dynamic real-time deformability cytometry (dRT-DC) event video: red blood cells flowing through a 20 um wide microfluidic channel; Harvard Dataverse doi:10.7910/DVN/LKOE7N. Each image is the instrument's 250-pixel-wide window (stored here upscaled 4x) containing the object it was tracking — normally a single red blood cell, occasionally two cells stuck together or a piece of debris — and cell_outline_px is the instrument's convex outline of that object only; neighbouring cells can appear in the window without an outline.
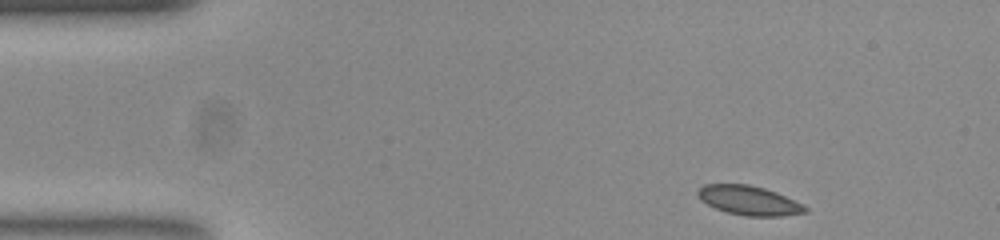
{"species": "common noctule bat (a hibernating species)", "species_latin": "Nyctalus noctula", "temperature_condition": "room temperature", "stored_images_in_passage": 47, "camera_frame_rate_fps": 3000, "um_per_image_px": 0.085, "animal": {"sex": "female", "body_mass_g": 23.0, "forearm_length_mm": 53.4}, "frame": {"image": 1, "passage_image": 1, "time_ms": 0.0, "image_size_px": [1000, 240], "cell_outline_px": [[808, 212], [784, 216], [744, 216], [728, 212], [716, 208], [700, 200], [696, 192], [704, 184], [748, 184], [764, 188], [776, 192], [804, 204], [808, 208]], "centroid_in_image_um": [63.69, 17.04], "position_along_channel_um": 21.3, "area_um2": 18.38}}
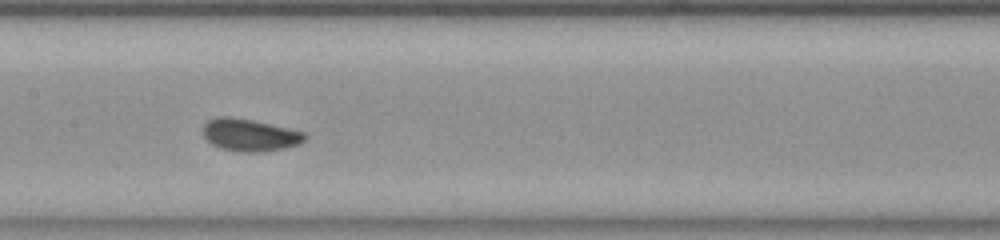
{"frame": {"image": 2, "passage_image": 20, "time_ms": 6.333, "image_size_px": [1000, 240], "cell_outline_px": [[308, 136], [300, 144], [284, 148], [264, 152], [240, 152], [220, 148], [212, 144], [204, 136], [204, 124], [208, 120], [216, 116], [228, 116], [252, 120], [304, 132]], "centroid_in_image_um": [21.23, 11.48], "position_along_channel_um": 186.2, "area_um2": 19.13}}
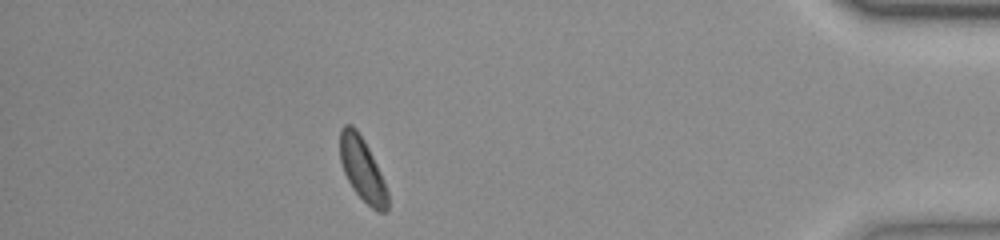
{"frame": {"image": 3, "passage_image": 41, "time_ms": 13.333, "image_size_px": [1000, 240], "cell_outline_px": [[388, 208], [384, 212], [376, 212], [352, 188], [344, 172], [340, 160], [340, 128], [344, 124], [352, 124], [356, 128], [364, 140], [384, 180], [388, 192]], "centroid_in_image_um": [30.79, 14.38], "position_along_channel_um": 404.4, "area_um2": 17.51}}